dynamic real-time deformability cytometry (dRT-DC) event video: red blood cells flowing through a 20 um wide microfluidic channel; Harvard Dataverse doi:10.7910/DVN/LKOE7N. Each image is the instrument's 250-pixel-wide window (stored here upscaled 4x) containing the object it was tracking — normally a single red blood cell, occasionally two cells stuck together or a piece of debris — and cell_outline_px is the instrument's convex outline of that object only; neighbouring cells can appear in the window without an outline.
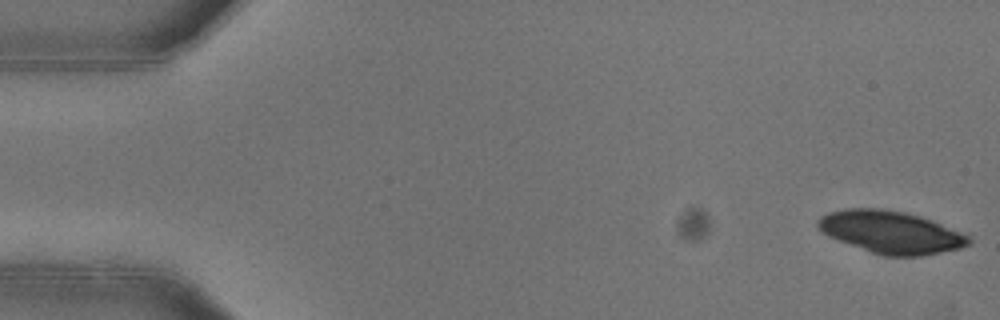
{"species": "common noctule bat (a hibernating species)", "species_latin": "Nyctalus noctula", "temperature_condition": "warm", "stored_images_in_passage": 13, "camera_frame_rate_fps": 3000, "um_per_image_px": 0.085, "animal": {"sex": "female"}, "frame": {"image": 1, "passage_image": 1, "time_ms": 0.0, "image_size_px": [1000, 320], "cell_outline_px": [[972, 240], [968, 244], [960, 248], [920, 256], [884, 256], [872, 252], [828, 236], [816, 224], [816, 220], [820, 216], [828, 212], [844, 208], [880, 208], [904, 212], [920, 216], [968, 232]], "centroid_in_image_um": [75.78, 19.71], "position_along_channel_um": 9.2, "area_um2": 37.45}}